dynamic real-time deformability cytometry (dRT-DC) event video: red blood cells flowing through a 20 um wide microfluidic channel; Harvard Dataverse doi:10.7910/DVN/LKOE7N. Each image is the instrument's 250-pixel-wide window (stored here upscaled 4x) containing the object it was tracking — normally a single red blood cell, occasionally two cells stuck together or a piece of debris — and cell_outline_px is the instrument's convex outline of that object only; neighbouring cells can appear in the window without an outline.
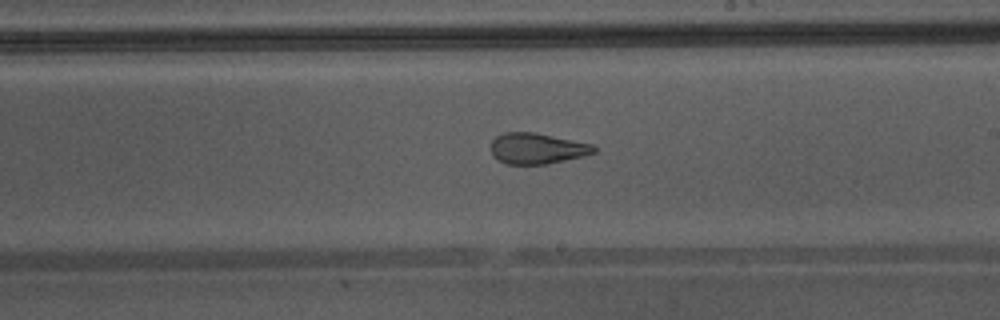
{"species": "Egyptian fruit bat (a non-hibernating species)", "species_latin": "Rousettus aegyptiacus", "temperature_condition": "warm", "stored_images_in_passage": 45, "camera_frame_rate_fps": 3000, "um_per_image_px": 0.085, "animal": {"sex": "male"}, "frame": {"image": 1, "passage_image": 26, "time_ms": 8.333, "image_size_px": [1000, 320], "cell_outline_px": [[596, 152], [584, 156], [548, 164], [508, 164], [492, 156], [492, 140], [496, 136], [504, 132], [536, 132], [592, 144], [596, 148]], "centroid_in_image_um": [45.67, 12.61], "position_along_channel_um": 243.3, "area_um2": 18.55}, "authors_computed_cell_mechanics": {"area_um2": 23.6402, "velocity_mm_per_s": 4.349, "shape_relaxation_time_tau1_ms": null, "shape_relaxation_time_tau2_ms": 1.0851, "deformation_change_tau1": null, "deformation_change_tau2": 0.0943}}